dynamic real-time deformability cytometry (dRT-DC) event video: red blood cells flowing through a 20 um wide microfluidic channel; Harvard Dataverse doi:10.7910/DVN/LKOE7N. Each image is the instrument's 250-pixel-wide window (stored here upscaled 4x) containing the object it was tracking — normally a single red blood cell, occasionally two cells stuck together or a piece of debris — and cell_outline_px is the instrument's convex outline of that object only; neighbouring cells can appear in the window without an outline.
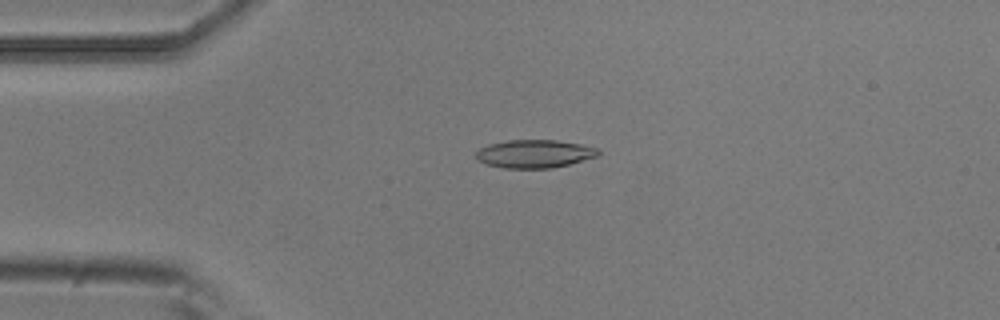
{"species": "common noctule bat (a hibernating species)", "species_latin": "Nyctalus noctula", "temperature_condition": "room temperature", "stored_images_in_passage": 5, "camera_frame_rate_fps": 3000, "um_per_image_px": 0.085, "animal": {"sex": "male", "body_mass_g": 20.5, "forearm_length_mm": 52.5}, "frame": {"image": 1, "passage_image": 4, "time_ms": 1.0, "image_size_px": [1000, 320], "cell_outline_px": [[600, 152], [596, 156], [568, 164], [552, 168], [504, 168], [488, 164], [476, 160], [476, 152], [480, 148], [488, 144], [508, 140], [556, 140], [580, 144], [596, 148]], "centroid_in_image_um": [45.38, 13.07], "position_along_channel_um": 39.6, "area_um2": 19.83}}